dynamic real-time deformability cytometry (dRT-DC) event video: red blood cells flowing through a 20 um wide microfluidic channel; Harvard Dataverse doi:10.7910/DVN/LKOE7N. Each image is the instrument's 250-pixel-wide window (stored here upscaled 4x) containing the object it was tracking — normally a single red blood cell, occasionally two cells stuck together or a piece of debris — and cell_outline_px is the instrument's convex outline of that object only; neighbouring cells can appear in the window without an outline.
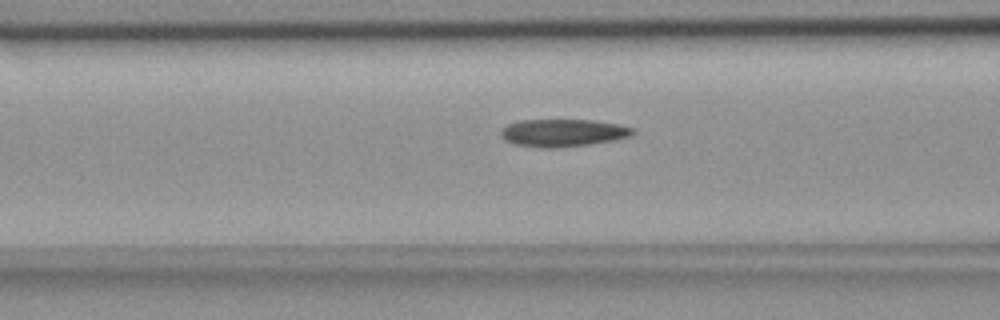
{"species": "common noctule bat (a hibernating species)", "species_latin": "Nyctalus noctula", "temperature_condition": "room temperature", "stored_images_in_passage": 14, "camera_frame_rate_fps": 3000, "um_per_image_px": 0.085, "animal": {"sex": "female", "body_mass_g": 18.4}, "frame": {"image": 1, "passage_image": 11, "time_ms": 3.333, "image_size_px": [1000, 320], "cell_outline_px": [[636, 132], [632, 136], [612, 140], [588, 144], [556, 148], [540, 148], [516, 144], [504, 140], [500, 136], [500, 132], [508, 124], [520, 120], [592, 120], [620, 124], [636, 128]], "centroid_in_image_um": [47.88, 11.29], "position_along_channel_um": 118.7, "area_um2": 21.27}}